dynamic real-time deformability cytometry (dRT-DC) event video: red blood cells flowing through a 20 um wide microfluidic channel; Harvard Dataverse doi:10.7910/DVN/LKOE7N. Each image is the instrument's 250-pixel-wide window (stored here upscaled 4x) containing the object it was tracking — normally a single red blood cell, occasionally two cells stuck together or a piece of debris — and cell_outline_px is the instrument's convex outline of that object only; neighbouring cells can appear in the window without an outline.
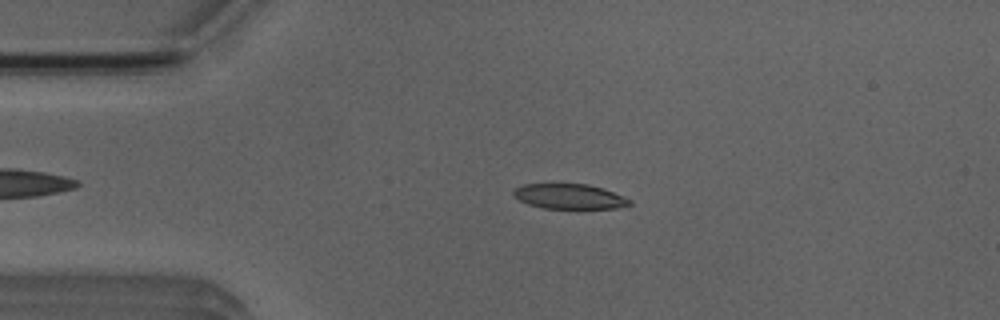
{"species": "Egyptian fruit bat (a non-hibernating species)", "species_latin": "Rousettus aegyptiacus", "temperature_condition": "room temperature", "stored_images_in_passage": 51, "camera_frame_rate_fps": 3000, "um_per_image_px": 0.085, "animal": {"sex": "male"}, "frame": {"image": 1, "passage_image": 10, "time_ms": 3.0, "image_size_px": [1000, 320], "cell_outline_px": [[632, 204], [616, 208], [544, 208], [528, 204], [512, 196], [512, 192], [516, 188], [524, 184], [588, 184], [604, 188], [632, 200]], "centroid_in_image_um": [48.4, 16.69], "position_along_channel_um": 36.6, "area_um2": 16.88}}
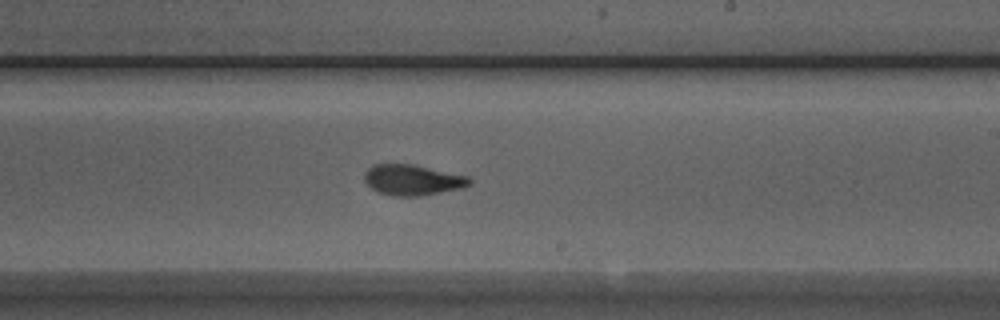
{"frame": {"image": 2, "passage_image": 29, "time_ms": 9.333, "image_size_px": [1000, 320], "cell_outline_px": [[472, 184], [464, 188], [420, 196], [392, 196], [376, 192], [364, 180], [364, 172], [372, 164], [412, 164], [468, 176], [472, 180]], "centroid_in_image_um": [35.07, 15.3], "position_along_channel_um": 253.9, "area_um2": 18.96}}
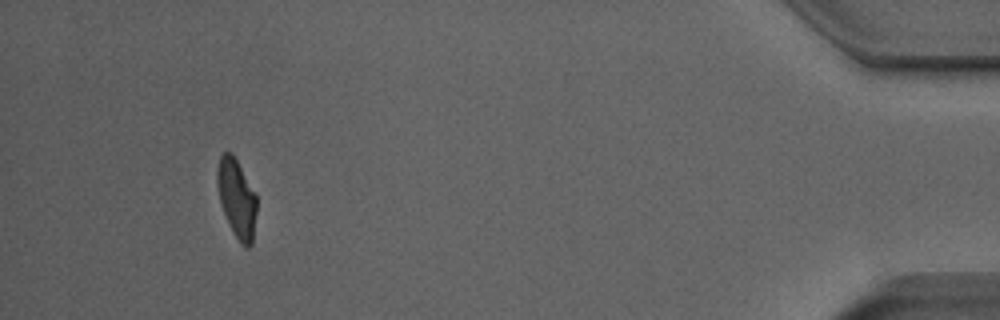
{"frame": {"image": 3, "passage_image": 47, "time_ms": 15.333, "image_size_px": [1000, 320], "cell_outline_px": [[256, 212], [252, 244], [248, 248], [244, 248], [240, 244], [232, 232], [228, 224], [220, 200], [216, 180], [216, 168], [220, 156], [224, 152], [232, 152], [256, 192]], "centroid_in_image_um": [20.12, 16.86], "position_along_channel_um": 415.1, "area_um2": 18.32}, "authors_computed_cell_mechanics": {"area_um2": 18.496, "velocity_mm_per_s": 3.9176, "shape_relaxation_time_tau1_ms": 4.6017, "shape_relaxation_time_tau2_ms": 1.7436, "deformation_change_tau1": 0.1541, "deformation_change_tau2": 0.0918}}